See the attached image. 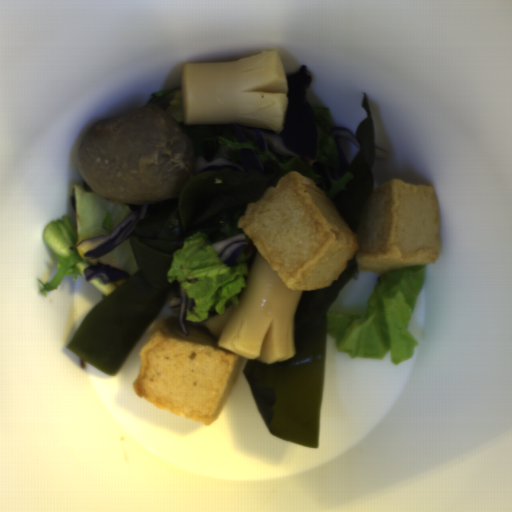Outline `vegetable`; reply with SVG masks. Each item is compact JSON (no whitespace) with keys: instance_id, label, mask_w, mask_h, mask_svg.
Listing matches in <instances>:
<instances>
[{"instance_id":"8f37a823","label":"vegetable","mask_w":512,"mask_h":512,"mask_svg":"<svg viewBox=\"0 0 512 512\" xmlns=\"http://www.w3.org/2000/svg\"><path fill=\"white\" fill-rule=\"evenodd\" d=\"M352 173L346 172L338 179L334 180L327 190H322L329 200L332 202L339 194H341L348 186L352 179Z\"/></svg>"},{"instance_id":"f1789d4c","label":"vegetable","mask_w":512,"mask_h":512,"mask_svg":"<svg viewBox=\"0 0 512 512\" xmlns=\"http://www.w3.org/2000/svg\"><path fill=\"white\" fill-rule=\"evenodd\" d=\"M310 108L318 131V150L315 159L327 166H333L339 160L340 138H335L331 133V129L334 128L331 112L325 106H310Z\"/></svg>"},{"instance_id":"ea0f7189","label":"vegetable","mask_w":512,"mask_h":512,"mask_svg":"<svg viewBox=\"0 0 512 512\" xmlns=\"http://www.w3.org/2000/svg\"><path fill=\"white\" fill-rule=\"evenodd\" d=\"M71 205L75 210L76 225L71 223L67 215L61 216L51 220L43 233L44 244L57 259L55 277L49 282L39 278L37 280L41 286L38 292L44 297L67 276H71L73 281L78 276L86 279L84 270L92 264H108L112 268L126 271L131 277L138 272L130 238L97 260L85 257L84 252L77 249L82 241L109 235L124 222L136 204L117 203L104 198L86 181L74 185Z\"/></svg>"},{"instance_id":"f7b5029e","label":"vegetable","mask_w":512,"mask_h":512,"mask_svg":"<svg viewBox=\"0 0 512 512\" xmlns=\"http://www.w3.org/2000/svg\"><path fill=\"white\" fill-rule=\"evenodd\" d=\"M256 257L241 249L236 266H227L207 243L206 234L198 230L189 235L172 253L167 272L168 283L177 282L194 301L185 319L206 322L231 306L238 307Z\"/></svg>"},{"instance_id":"96ceb2fe","label":"vegetable","mask_w":512,"mask_h":512,"mask_svg":"<svg viewBox=\"0 0 512 512\" xmlns=\"http://www.w3.org/2000/svg\"><path fill=\"white\" fill-rule=\"evenodd\" d=\"M149 105H162L181 125L191 139L194 157H202L209 162L214 158H224L234 150H246L252 152L259 161L278 164L288 174L296 171L312 179L317 186L322 178L299 157L284 161L273 153L260 151L253 141H239L230 124H184L182 87L155 92Z\"/></svg>"},{"instance_id":"add77e79","label":"vegetable","mask_w":512,"mask_h":512,"mask_svg":"<svg viewBox=\"0 0 512 512\" xmlns=\"http://www.w3.org/2000/svg\"><path fill=\"white\" fill-rule=\"evenodd\" d=\"M427 266L379 274L365 312L357 316L327 312L326 334L335 348L351 359H384L391 363L412 358L419 341L409 331L426 280Z\"/></svg>"},{"instance_id":"6e5ebb59","label":"vegetable","mask_w":512,"mask_h":512,"mask_svg":"<svg viewBox=\"0 0 512 512\" xmlns=\"http://www.w3.org/2000/svg\"><path fill=\"white\" fill-rule=\"evenodd\" d=\"M90 283L99 293L104 295L106 298L109 294L115 289L122 286L126 281H114L110 283H105V281L101 277H92L87 281Z\"/></svg>"}]
</instances>
